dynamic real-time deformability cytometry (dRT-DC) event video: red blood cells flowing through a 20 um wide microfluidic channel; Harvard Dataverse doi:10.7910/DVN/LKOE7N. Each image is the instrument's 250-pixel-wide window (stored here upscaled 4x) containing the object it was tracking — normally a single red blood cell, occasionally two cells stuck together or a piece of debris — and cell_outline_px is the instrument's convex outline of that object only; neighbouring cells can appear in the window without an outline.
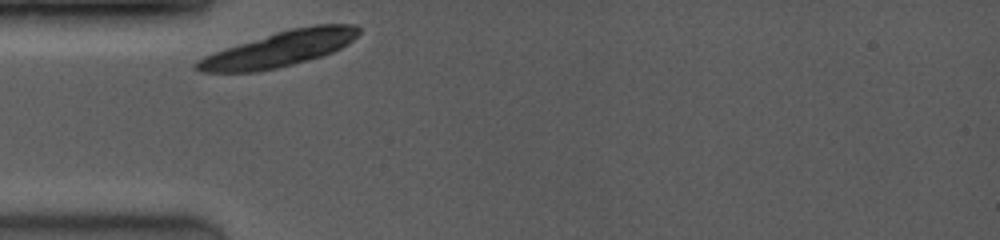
{"species": "common noctule bat (a hibernating species)", "species_latin": "Nyctalus noctula", "temperature_condition": "room temperature", "stored_images_in_passage": 1, "camera_frame_rate_fps": 4000, "um_per_image_px": 0.085, "animal": {"sex": "female", "body_mass_g": 19.0, "forearm_length_mm": 53.3}, "frame": {"image": 1, "passage_image": 1, "time_ms": 0.0, "image_size_px": [1000, 240], "cell_outline_px": [[360, 32], [352, 40], [340, 48], [332, 52], [320, 56], [292, 64], [276, 68], [256, 72], [200, 72], [196, 68], [196, 60], [204, 56], [276, 32], [292, 28], [316, 24], [356, 24], [360, 28]], "centroid_in_image_um": [23.79, 4.16], "position_along_channel_um": 61.2, "area_um2": 32.6}}